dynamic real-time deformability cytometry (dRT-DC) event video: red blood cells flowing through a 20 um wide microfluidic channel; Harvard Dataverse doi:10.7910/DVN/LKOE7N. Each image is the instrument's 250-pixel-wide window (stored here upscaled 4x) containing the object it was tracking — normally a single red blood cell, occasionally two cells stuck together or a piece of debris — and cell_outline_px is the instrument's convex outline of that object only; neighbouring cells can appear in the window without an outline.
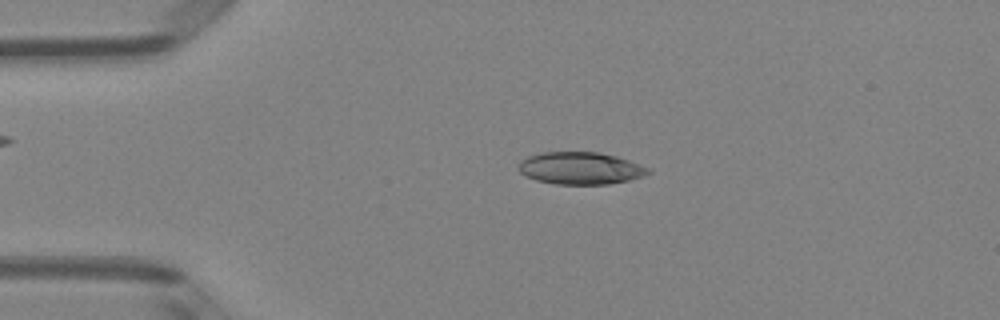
{"species": "Egyptian fruit bat (a non-hibernating species)", "species_latin": "Rousettus aegyptiacus", "temperature_condition": "room temperature", "stored_images_in_passage": 49, "camera_frame_rate_fps": 3000, "um_per_image_px": 0.085, "animal": {"sex": "female"}, "frame": {"image": 1, "passage_image": 10, "time_ms": 3.0, "image_size_px": [1000, 320], "cell_outline_px": [[652, 172], [644, 176], [628, 180], [608, 184], [556, 184], [536, 180], [520, 172], [516, 168], [520, 160], [528, 156], [540, 152], [600, 152], [616, 156], [628, 160], [648, 168]], "centroid_in_image_um": [49.3, 14.29], "position_along_channel_um": 35.7, "area_um2": 24.39}}
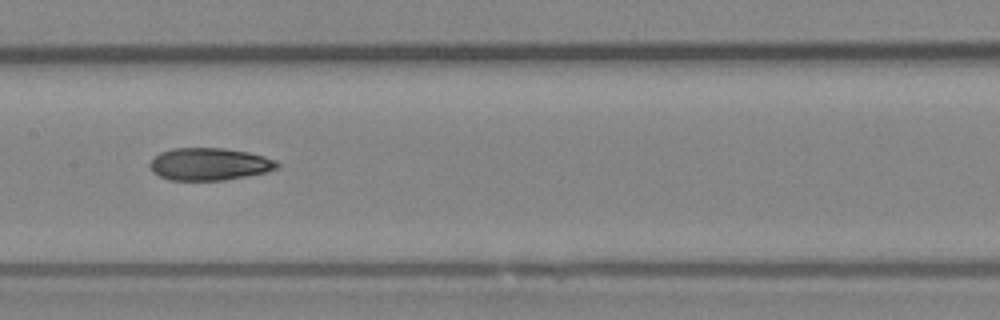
{"frame": {"image": 2, "passage_image": 24, "time_ms": 7.667, "image_size_px": [1000, 320], "cell_outline_px": [[280, 164], [276, 168], [268, 172], [224, 180], [168, 180], [152, 172], [148, 164], [160, 152], [172, 148], [224, 148], [248, 152], [264, 156], [276, 160]], "centroid_in_image_um": [17.79, 13.95], "position_along_channel_um": 189.6, "area_um2": 24.1}}
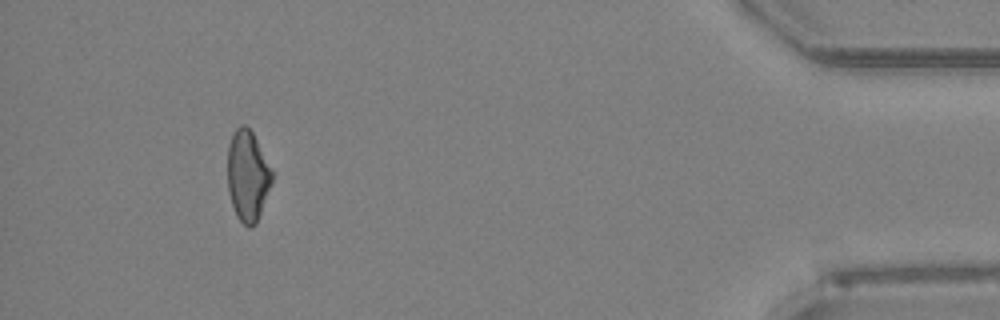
{"frame": {"image": 3, "passage_image": 45, "time_ms": 14.667, "image_size_px": [1000, 320], "cell_outline_px": [[276, 172], [272, 184], [256, 224], [252, 228], [248, 228], [236, 216], [228, 192], [228, 144], [236, 128], [240, 124], [244, 124], [252, 132]], "centroid_in_image_um": [21.09, 14.94], "position_along_channel_um": 414.1, "area_um2": 24.04}, "authors_computed_cell_mechanics": {"area_um2": 24.565, "velocity_mm_per_s": 4.1179, "shape_relaxation_time_tau1_ms": 7.0379, "shape_relaxation_time_tau2_ms": 2.6445, "deformation_change_tau1": 0.2031, "deformation_change_tau2": 0.0934}}